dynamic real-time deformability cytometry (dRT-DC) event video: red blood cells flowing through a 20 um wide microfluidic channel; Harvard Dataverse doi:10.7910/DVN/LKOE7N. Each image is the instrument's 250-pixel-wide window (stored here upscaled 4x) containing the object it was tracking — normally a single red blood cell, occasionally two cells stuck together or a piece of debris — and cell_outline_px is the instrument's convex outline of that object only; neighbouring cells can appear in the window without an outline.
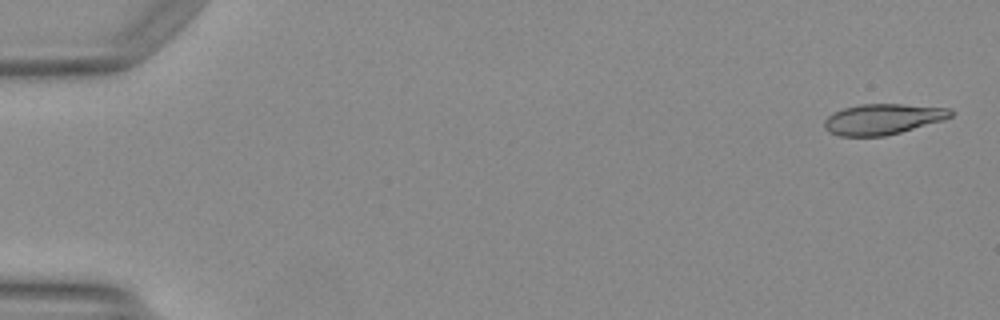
{"species": "Egyptian fruit bat (a non-hibernating species)", "species_latin": "Rousettus aegyptiacus", "temperature_condition": "warm", "stored_images_in_passage": 11, "camera_frame_rate_fps": 3000, "um_per_image_px": 0.085, "animal": {"sex": "female"}, "frame": {"image": 1, "passage_image": 2, "time_ms": 0.333, "image_size_px": [1000, 320], "cell_outline_px": [[952, 116], [944, 120], [900, 132], [884, 136], [840, 136], [828, 132], [824, 128], [824, 120], [832, 112], [844, 108], [860, 104], [904, 104], [948, 108], [952, 112]], "centroid_in_image_um": [75.0, 10.12], "position_along_channel_um": 10.0, "area_um2": 22.54}}